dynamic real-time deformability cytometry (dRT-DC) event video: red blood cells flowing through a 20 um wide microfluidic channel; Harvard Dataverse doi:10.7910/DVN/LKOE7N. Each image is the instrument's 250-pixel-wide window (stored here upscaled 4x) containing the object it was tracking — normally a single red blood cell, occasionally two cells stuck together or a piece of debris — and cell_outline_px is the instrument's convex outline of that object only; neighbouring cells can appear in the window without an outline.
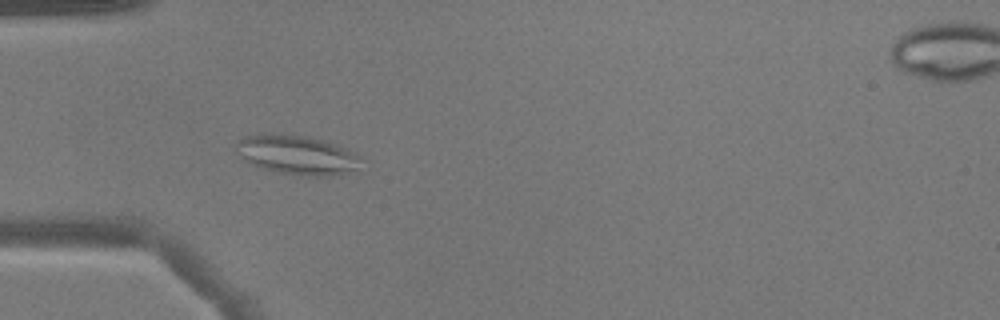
{"species": "common noctule bat (a hibernating species)", "species_latin": "Nyctalus noctula", "temperature_condition": "warm", "stored_images_in_passage": 50, "segment_of_instrument_passage": [1, 2], "camera_frame_rate_fps": 3000, "um_per_image_px": 0.085, "animal": {"sex": "male", "body_mass_g": 17.9}, "frame": {"image": 1, "passage_image": 15, "time_ms": 4.667, "image_size_px": [1000, 320], "cell_outline_px": [[364, 160], [356, 168], [332, 176], [308, 176], [280, 172], [248, 164], [240, 160], [232, 152], [232, 144], [236, 140], [244, 136], [256, 132], [268, 132], [308, 136], [324, 140], [336, 144], [356, 152], [364, 156]], "centroid_in_image_um": [25.12, 13.12], "position_along_channel_um": 59.9, "area_um2": 29.82}}